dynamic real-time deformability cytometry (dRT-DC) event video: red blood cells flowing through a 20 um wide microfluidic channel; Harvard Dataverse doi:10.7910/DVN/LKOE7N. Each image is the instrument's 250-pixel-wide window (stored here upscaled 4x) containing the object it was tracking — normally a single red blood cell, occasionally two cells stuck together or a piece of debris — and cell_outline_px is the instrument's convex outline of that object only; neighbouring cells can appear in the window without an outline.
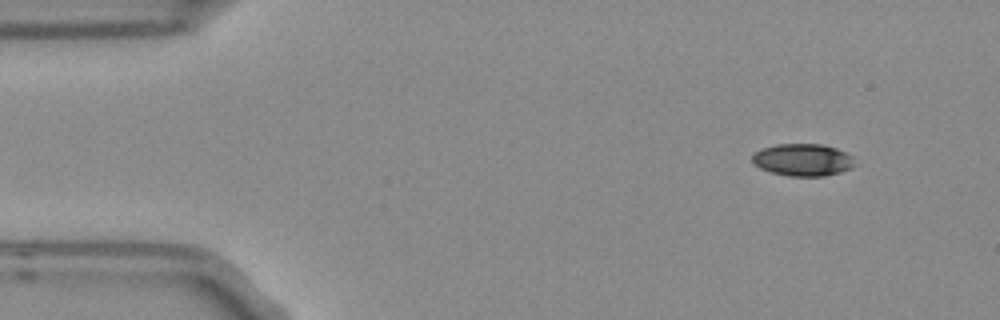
{"species": "Egyptian fruit bat (a non-hibernating species)", "species_latin": "Rousettus aegyptiacus", "temperature_condition": "room temperature", "stored_images_in_passage": 4, "camera_frame_rate_fps": 3000, "um_per_image_px": 0.085, "frame": {"image": 1, "passage_image": 1, "time_ms": 0.0, "image_size_px": [1000, 320], "cell_outline_px": [[852, 168], [840, 172], [824, 176], [788, 176], [772, 172], [760, 168], [752, 164], [752, 156], [756, 152], [764, 148], [776, 144], [820, 144], [836, 148], [852, 156]], "centroid_in_image_um": [68.21, 13.59], "position_along_channel_um": 16.8, "area_um2": 19.07}}
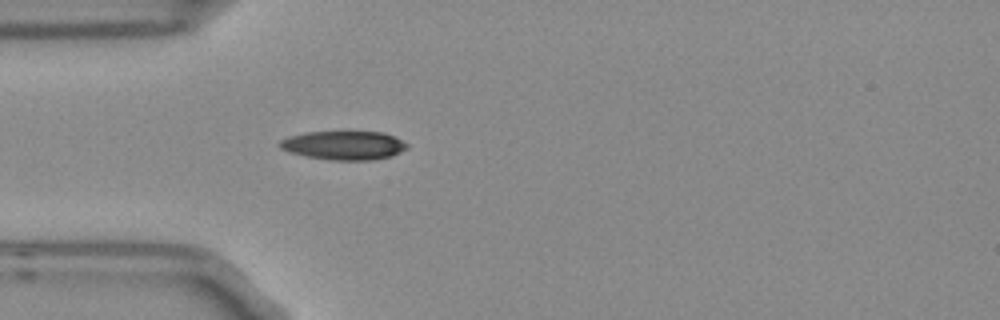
{"frame": {"image": 2, "passage_image": 4, "time_ms": 1.0, "image_size_px": [1000, 320], "cell_outline_px": [[408, 148], [392, 156], [372, 160], [332, 160], [308, 156], [288, 152], [280, 148], [276, 144], [280, 140], [288, 136], [308, 132], [384, 132], [396, 136], [408, 144]], "centroid_in_image_um": [29.24, 12.35], "position_along_channel_um": 55.8, "area_um2": 21.5}}